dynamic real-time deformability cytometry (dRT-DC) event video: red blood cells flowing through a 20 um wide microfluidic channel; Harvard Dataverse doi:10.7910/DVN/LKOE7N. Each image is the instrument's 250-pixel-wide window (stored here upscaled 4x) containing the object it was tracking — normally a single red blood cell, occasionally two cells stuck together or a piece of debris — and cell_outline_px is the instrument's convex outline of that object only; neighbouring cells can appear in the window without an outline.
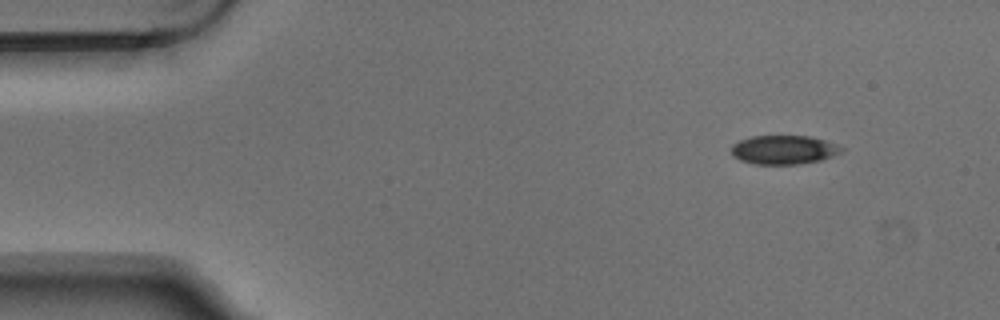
{"species": "Egyptian fruit bat (a non-hibernating species)", "species_latin": "Rousettus aegyptiacus", "temperature_condition": "warm", "stored_images_in_passage": 6, "camera_frame_rate_fps": 3000, "um_per_image_px": 0.085, "animal": {"sex": "male"}, "frame": {"image": 1, "passage_image": 1, "time_ms": 0.0, "image_size_px": [1000, 320], "cell_outline_px": [[844, 152], [820, 160], [796, 164], [756, 164], [740, 160], [732, 156], [732, 144], [740, 140], [752, 136], [808, 136], [824, 140], [836, 144], [844, 148]], "centroid_in_image_um": [66.62, 12.73], "position_along_channel_um": 18.4, "area_um2": 18.5}}
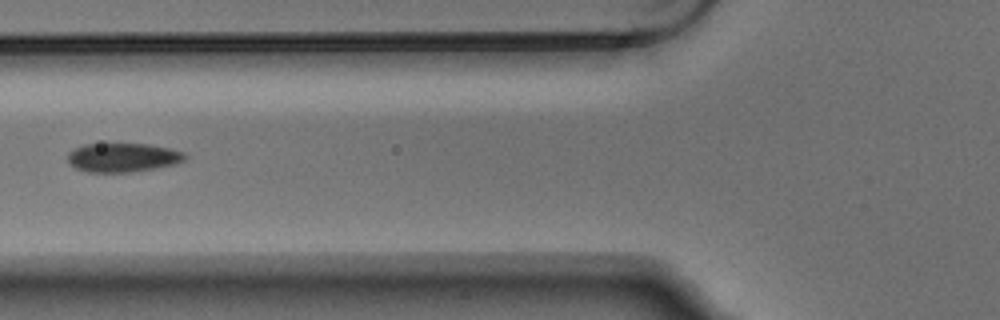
{"frame": {"image": 2, "passage_image": 5, "time_ms": 1.333, "image_size_px": [1000, 320], "cell_outline_px": [[188, 156], [184, 160], [176, 164], [156, 168], [132, 172], [88, 172], [76, 168], [68, 160], [68, 152], [84, 144], [148, 144], [168, 148], [184, 152]], "centroid_in_image_um": [10.47, 13.39], "position_along_channel_um": 115.3, "area_um2": 19.71}}
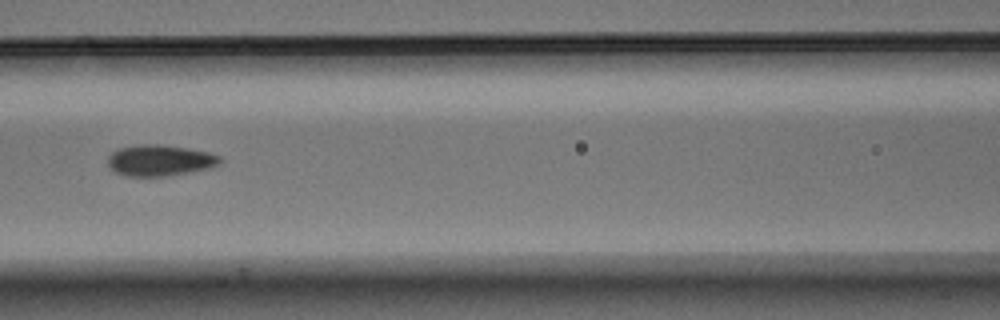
{"frame": {"image": 3, "passage_image": 6, "time_ms": 1.667, "image_size_px": [1000, 320], "cell_outline_px": [[224, 160], [220, 164], [208, 168], [168, 176], [124, 176], [108, 168], [108, 156], [112, 152], [120, 148], [140, 144], [160, 144], [188, 148], [208, 152], [220, 156]], "centroid_in_image_um": [13.58, 13.63], "position_along_channel_um": 153.0, "area_um2": 20.46}}